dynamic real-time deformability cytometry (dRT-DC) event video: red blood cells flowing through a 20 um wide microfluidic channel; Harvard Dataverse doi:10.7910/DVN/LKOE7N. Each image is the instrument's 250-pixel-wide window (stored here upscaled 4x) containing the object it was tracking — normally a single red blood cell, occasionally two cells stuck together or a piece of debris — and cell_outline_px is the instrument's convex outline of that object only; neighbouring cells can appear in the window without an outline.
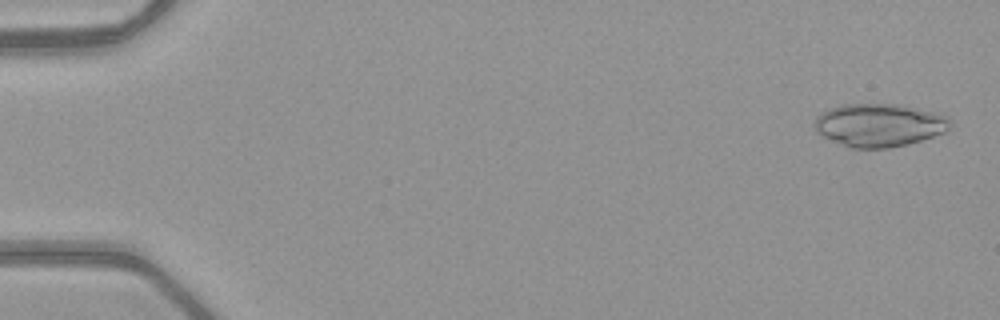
{"species": "common noctule bat (a hibernating species)", "species_latin": "Nyctalus noctula", "temperature_condition": "warm", "stored_images_in_passage": 51, "camera_frame_rate_fps": 3000, "um_per_image_px": 0.085, "animal": {"sex": "female", "body_mass_g": 21.9}, "frame": {"image": 1, "passage_image": 2, "time_ms": 0.333, "image_size_px": [1000, 320], "cell_outline_px": [[952, 124], [944, 132], [908, 144], [888, 148], [852, 148], [820, 136], [816, 132], [816, 116], [828, 108], [840, 104], [900, 104], [948, 116]], "centroid_in_image_um": [74.7, 10.63], "position_along_channel_um": 10.3, "area_um2": 33.99}}